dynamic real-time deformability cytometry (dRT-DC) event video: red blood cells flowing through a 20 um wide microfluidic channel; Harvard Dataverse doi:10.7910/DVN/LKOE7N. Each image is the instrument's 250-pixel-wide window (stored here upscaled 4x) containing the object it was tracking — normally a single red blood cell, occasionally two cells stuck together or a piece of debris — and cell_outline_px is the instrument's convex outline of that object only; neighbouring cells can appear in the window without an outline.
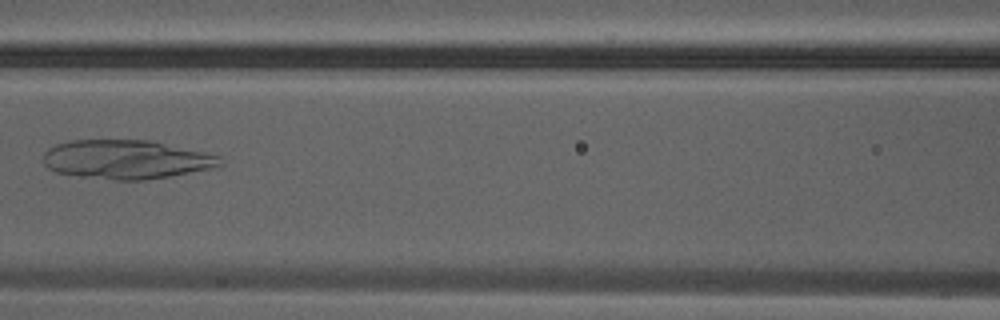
{"species": "Egyptian fruit bat (a non-hibernating species)", "species_latin": "Rousettus aegyptiacus", "temperature_condition": "warm", "stored_images_in_passage": 6, "camera_frame_rate_fps": 3000, "um_per_image_px": 0.085, "animal": {"sex": "male"}, "frame": {"image": 1, "passage_image": 5, "time_ms": 1.333, "image_size_px": [1000, 320], "cell_outline_px": [[224, 164], [208, 168], [168, 176], [144, 180], [116, 180], [80, 176], [56, 172], [48, 168], [44, 164], [44, 152], [48, 148], [56, 144], [68, 140], [148, 140], [220, 156]], "centroid_in_image_um": [10.66, 13.55], "position_along_channel_um": 155.9, "area_um2": 39.65}}